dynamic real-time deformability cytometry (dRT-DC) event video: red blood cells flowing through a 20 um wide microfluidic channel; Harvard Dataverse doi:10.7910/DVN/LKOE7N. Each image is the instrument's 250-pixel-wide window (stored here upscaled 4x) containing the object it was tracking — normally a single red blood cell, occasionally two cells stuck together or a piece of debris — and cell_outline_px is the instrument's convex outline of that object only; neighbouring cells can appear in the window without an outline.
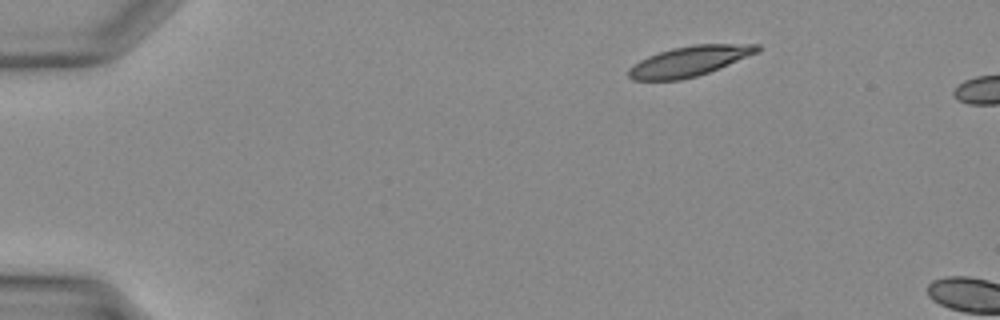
{"species": "Egyptian fruit bat (a non-hibernating species)", "species_latin": "Rousettus aegyptiacus", "temperature_condition": "warm", "stored_images_in_passage": 3, "camera_frame_rate_fps": 3000, "um_per_image_px": 0.085, "animal": {"sex": "female"}, "frame": {"image": 1, "passage_image": 1, "time_ms": 0.0, "image_size_px": [1000, 320], "cell_outline_px": [[760, 52], [720, 68], [696, 76], [680, 80], [632, 80], [628, 76], [628, 68], [640, 60], [648, 56], [672, 48], [696, 44], [760, 44]], "centroid_in_image_um": [58.62, 5.2], "position_along_channel_um": 26.4, "area_um2": 22.6}}